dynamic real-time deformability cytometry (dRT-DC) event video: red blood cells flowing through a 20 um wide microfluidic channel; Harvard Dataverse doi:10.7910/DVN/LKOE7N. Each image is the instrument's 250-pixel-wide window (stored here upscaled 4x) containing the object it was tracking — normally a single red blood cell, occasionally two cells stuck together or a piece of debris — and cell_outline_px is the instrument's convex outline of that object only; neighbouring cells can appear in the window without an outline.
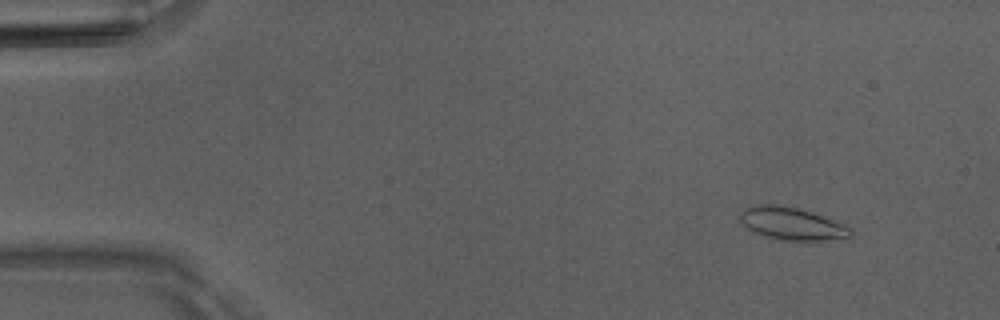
{"species": "Egyptian fruit bat (a non-hibernating species)", "species_latin": "Rousettus aegyptiacus", "temperature_condition": "room temperature", "stored_images_in_passage": 52, "camera_frame_rate_fps": 3000, "um_per_image_px": 0.085, "animal": {"sex": "male"}, "frame": {"image": 1, "passage_image": 6, "time_ms": 1.667, "image_size_px": [1000, 320], "cell_outline_px": [[852, 236], [848, 240], [812, 244], [780, 240], [764, 236], [748, 228], [740, 220], [740, 212], [744, 208], [756, 204], [776, 204], [796, 208], [844, 224], [852, 228]], "centroid_in_image_um": [67.42, 19.09], "position_along_channel_um": 17.6, "area_um2": 21.91}}
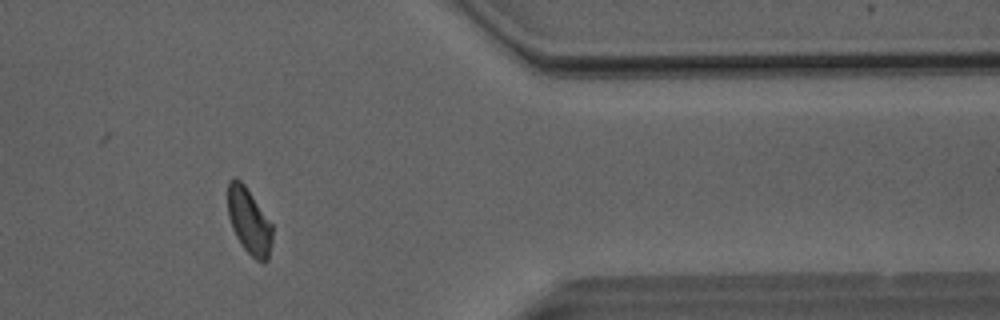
{"frame": {"image": 2, "passage_image": 43, "time_ms": 14.0, "image_size_px": [1000, 320], "cell_outline_px": [[272, 244], [268, 260], [264, 264], [256, 260], [244, 248], [236, 236], [232, 228], [228, 216], [228, 180], [236, 176], [244, 184], [272, 224]], "centroid_in_image_um": [21.17, 18.81], "position_along_channel_um": 390.2, "area_um2": 17.17}}
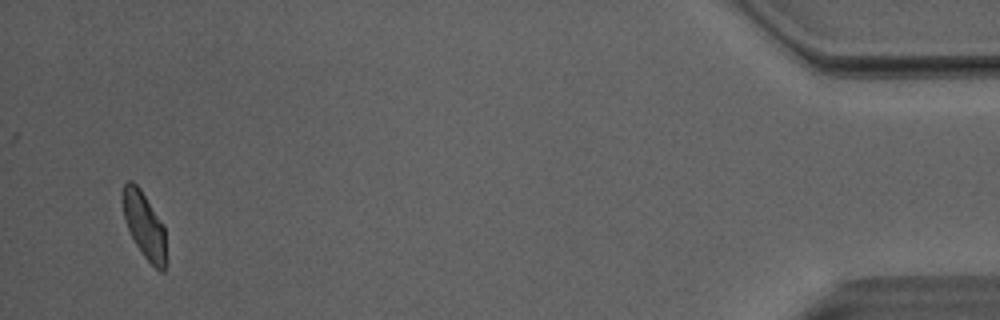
{"frame": {"image": 3, "passage_image": 50, "time_ms": 16.333, "image_size_px": [1000, 320], "cell_outline_px": [[168, 256], [164, 272], [160, 272], [144, 256], [136, 244], [128, 228], [124, 216], [120, 200], [120, 192], [124, 184], [128, 180], [132, 180], [140, 188], [164, 224]], "centroid_in_image_um": [12.28, 19.13], "position_along_channel_um": 422.9, "area_um2": 17.34}, "authors_computed_cell_mechanics": {"area_um2": 17.8891, "velocity_mm_per_s": 4.0496, "shape_relaxation_time_tau1_ms": 2.5993, "shape_relaxation_time_tau2_ms": 2.289, "deformation_change_tau1": 0.1185, "deformation_change_tau2": 0.0717}}